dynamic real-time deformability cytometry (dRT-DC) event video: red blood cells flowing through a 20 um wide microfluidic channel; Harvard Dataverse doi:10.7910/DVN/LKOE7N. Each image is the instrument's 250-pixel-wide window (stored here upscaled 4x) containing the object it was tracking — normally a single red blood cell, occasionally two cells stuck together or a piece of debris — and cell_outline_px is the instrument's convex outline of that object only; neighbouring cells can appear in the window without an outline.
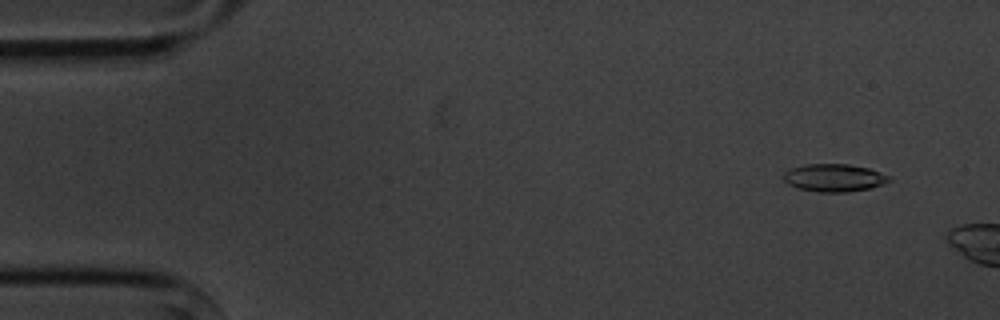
{"species": "common noctule bat (a hibernating species)", "species_latin": "Nyctalus noctula", "temperature_condition": "cold", "stored_images_in_passage": 3, "camera_frame_rate_fps": 3000, "um_per_image_px": 0.085, "animal": {"sex": "male", "body_mass_g": 20.1, "forearm_length_mm": 53.5}, "frame": {"image": 1, "passage_image": 1, "time_ms": 0.0, "image_size_px": [1000, 320], "cell_outline_px": [[892, 180], [884, 184], [868, 188], [848, 192], [820, 192], [796, 188], [788, 184], [784, 180], [784, 172], [792, 168], [804, 164], [848, 164], [868, 168], [888, 176]], "centroid_in_image_um": [70.87, 15.11], "position_along_channel_um": 14.1, "area_um2": 16.94}}